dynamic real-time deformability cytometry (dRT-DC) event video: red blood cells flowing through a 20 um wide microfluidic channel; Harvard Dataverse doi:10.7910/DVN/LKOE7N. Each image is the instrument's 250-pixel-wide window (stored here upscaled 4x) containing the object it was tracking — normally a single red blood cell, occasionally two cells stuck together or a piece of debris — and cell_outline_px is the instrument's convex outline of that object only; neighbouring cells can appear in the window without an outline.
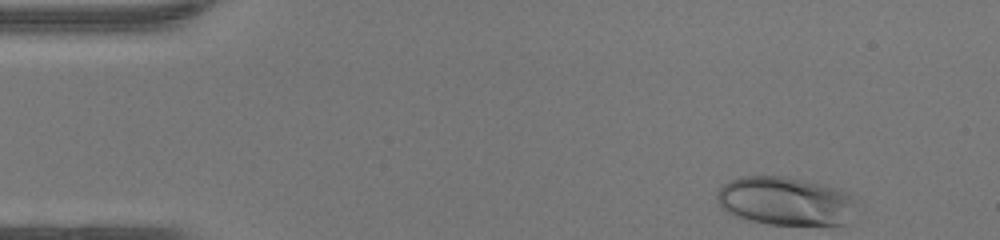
{"species": "human", "species_latin": "Homo sapiens", "temperature_condition": "warm", "stored_images_in_passage": 36, "camera_frame_rate_fps": 3000, "um_per_image_px": 0.085, "donor": {"sex": "female"}, "frame": {"image": 1, "passage_image": 1, "time_ms": 0.0, "image_size_px": [1000, 240], "cell_outline_px": [[856, 200], [848, 224], [768, 224], [732, 216], [720, 208], [716, 196], [716, 192], [728, 180], [740, 176], [780, 176], [800, 180], [836, 188], [848, 192]], "centroid_in_image_um": [66.7, 17.1], "position_along_channel_um": 18.3, "area_um2": 39.36}}
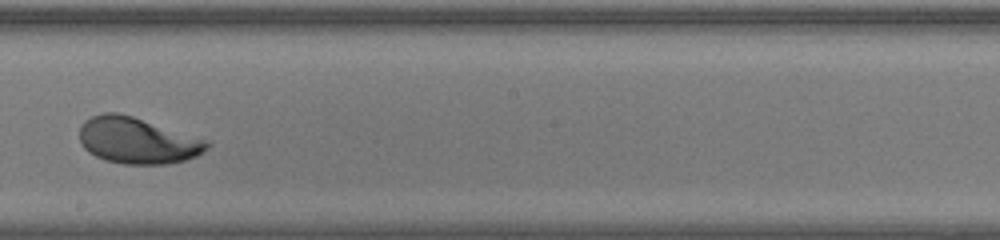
{"frame": {"image": 2, "passage_image": 23, "time_ms": 7.333, "image_size_px": [1000, 240], "cell_outline_px": [[212, 144], [208, 148], [196, 156], [184, 160], [168, 164], [124, 164], [108, 160], [96, 156], [88, 152], [84, 148], [80, 140], [80, 124], [84, 120], [92, 116], [104, 112], [116, 112], [132, 116], [212, 140]], "centroid_in_image_um": [11.72, 11.93], "position_along_channel_um": 236.5, "area_um2": 34.68}}
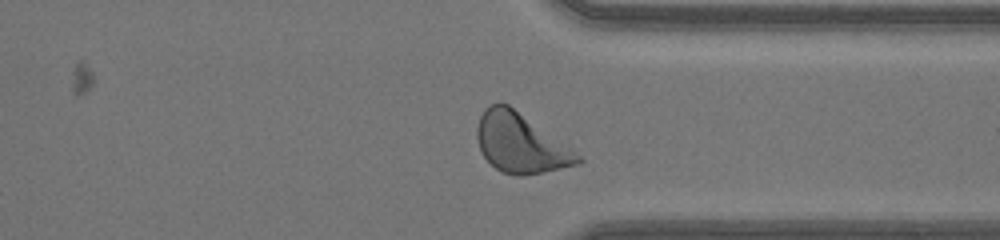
{"frame": {"image": 3, "passage_image": 32, "time_ms": 10.333, "image_size_px": [1000, 240], "cell_outline_px": [[584, 160], [580, 164], [524, 176], [516, 176], [504, 172], [496, 168], [484, 156], [480, 148], [476, 136], [476, 128], [480, 116], [484, 108], [500, 100], [508, 104], [572, 148]], "centroid_in_image_um": [44.24, 12.15], "position_along_channel_um": 367.2, "area_um2": 34.8}, "authors_computed_cell_mechanics": {"area_um2": 34.7089, "velocity_mm_per_s": 4.3615, "shape_relaxation_time_tau1_ms": 2.805, "shape_relaxation_time_tau2_ms": null, "deformation_change_tau1": 0.1794, "deformation_change_tau2": null}}